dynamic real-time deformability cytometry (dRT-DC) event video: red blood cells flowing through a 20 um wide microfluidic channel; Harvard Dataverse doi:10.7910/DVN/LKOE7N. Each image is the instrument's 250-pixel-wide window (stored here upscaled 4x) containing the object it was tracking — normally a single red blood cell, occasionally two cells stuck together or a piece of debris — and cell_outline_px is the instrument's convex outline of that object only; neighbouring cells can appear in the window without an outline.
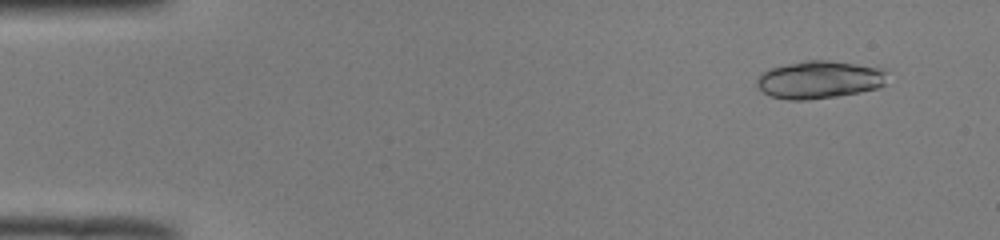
{"species": "common noctule bat (a hibernating species)", "species_latin": "Nyctalus noctula", "temperature_condition": "room temperature", "stored_images_in_passage": 21, "camera_frame_rate_fps": 3000, "um_per_image_px": 0.085, "animal": {"sex": "male", "body_mass_g": 19.0, "forearm_length_mm": 50.8}, "frame": {"image": 1, "passage_image": 4, "time_ms": 1.0, "image_size_px": [1000, 240], "cell_outline_px": [[884, 84], [876, 88], [860, 92], [836, 96], [808, 100], [788, 100], [772, 96], [764, 92], [756, 84], [756, 80], [764, 72], [772, 68], [804, 60], [828, 60], [880, 68], [884, 72]], "centroid_in_image_um": [69.61, 6.78], "position_along_channel_um": 15.4, "area_um2": 28.09}}